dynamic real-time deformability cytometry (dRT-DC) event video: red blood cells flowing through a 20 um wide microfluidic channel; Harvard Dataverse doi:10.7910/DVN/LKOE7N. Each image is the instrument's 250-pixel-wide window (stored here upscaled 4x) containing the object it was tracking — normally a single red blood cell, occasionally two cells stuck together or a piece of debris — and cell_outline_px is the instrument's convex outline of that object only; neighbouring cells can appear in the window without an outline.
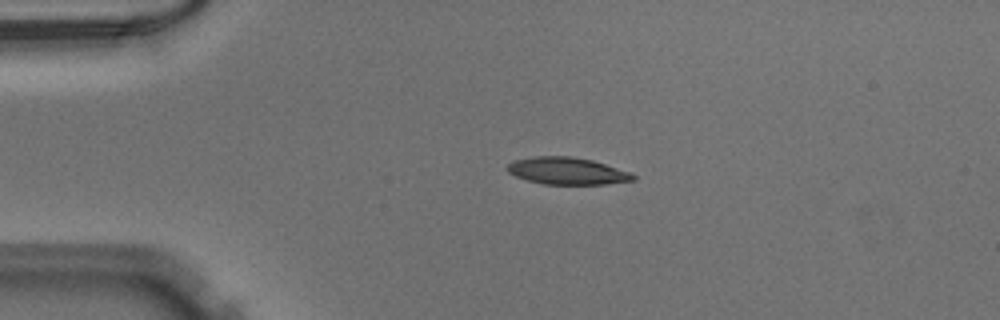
{"species": "Egyptian fruit bat (a non-hibernating species)", "species_latin": "Rousettus aegyptiacus", "temperature_condition": "warm", "stored_images_in_passage": 40, "camera_frame_rate_fps": 3000, "um_per_image_px": 0.085, "animal": {"sex": "male"}, "frame": {"image": 1, "passage_image": 1, "time_ms": 0.0, "image_size_px": [1000, 320], "cell_outline_px": [[636, 180], [604, 184], [544, 184], [528, 180], [516, 176], [508, 172], [508, 164], [512, 160], [532, 156], [572, 156], [592, 160], [632, 172], [636, 176]], "centroid_in_image_um": [48.23, 14.52], "position_along_channel_um": 36.8, "area_um2": 19.94}}
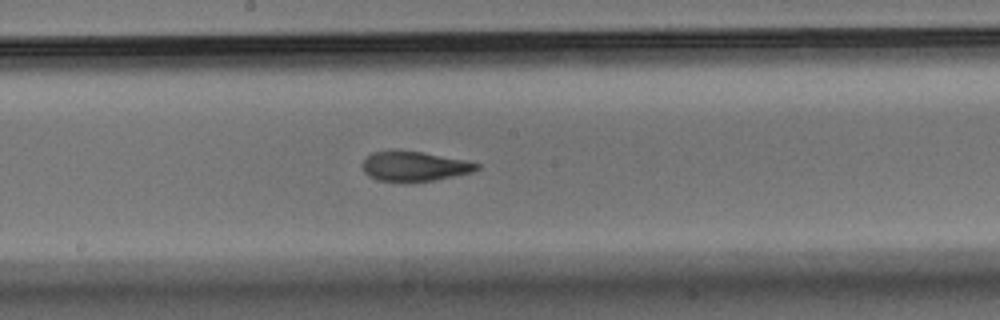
{"frame": {"image": 2, "passage_image": 17, "time_ms": 5.333, "image_size_px": [1000, 320], "cell_outline_px": [[480, 168], [472, 172], [432, 180], [380, 180], [368, 176], [364, 172], [360, 164], [372, 152], [392, 148], [396, 148], [424, 152], [464, 160], [480, 164]], "centroid_in_image_um": [35.16, 14.07], "position_along_channel_um": 213.0, "area_um2": 19.83}}
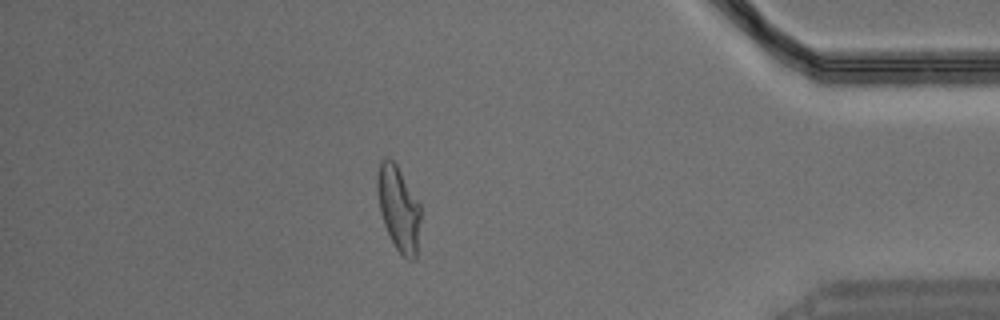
{"frame": {"image": 3, "passage_image": 34, "time_ms": 11.0, "image_size_px": [1000, 320], "cell_outline_px": [[420, 220], [416, 260], [408, 260], [396, 248], [384, 224], [380, 212], [376, 192], [376, 176], [380, 160], [384, 156], [388, 156], [396, 164], [420, 204]], "centroid_in_image_um": [33.85, 17.68], "position_along_channel_um": 401.3, "area_um2": 21.5}}